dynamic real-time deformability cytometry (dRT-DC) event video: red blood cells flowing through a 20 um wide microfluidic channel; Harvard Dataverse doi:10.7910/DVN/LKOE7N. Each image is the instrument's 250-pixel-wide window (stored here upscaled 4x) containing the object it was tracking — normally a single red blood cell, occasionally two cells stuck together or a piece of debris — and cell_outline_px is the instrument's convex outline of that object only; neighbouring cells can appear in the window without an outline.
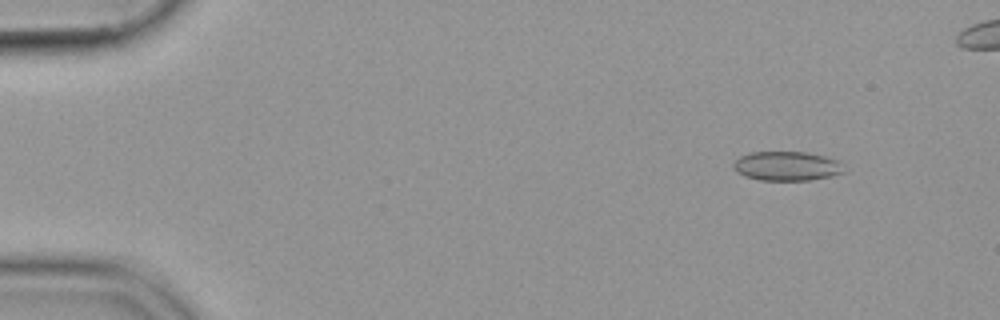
{"species": "common noctule bat (a hibernating species)", "species_latin": "Nyctalus noctula", "temperature_condition": "cold", "stored_images_in_passage": 53, "camera_frame_rate_fps": 3000, "um_per_image_px": 0.085, "animal": {"sex": "female", "body_mass_g": 19.9}, "frame": {"image": 1, "passage_image": 6, "time_ms": 1.667, "image_size_px": [1000, 320], "cell_outline_px": [[844, 172], [832, 176], [812, 180], [760, 180], [744, 176], [736, 172], [732, 164], [740, 156], [748, 152], [804, 152], [824, 156], [836, 160]], "centroid_in_image_um": [66.82, 14.12], "position_along_channel_um": 18.2, "area_um2": 18.73}}
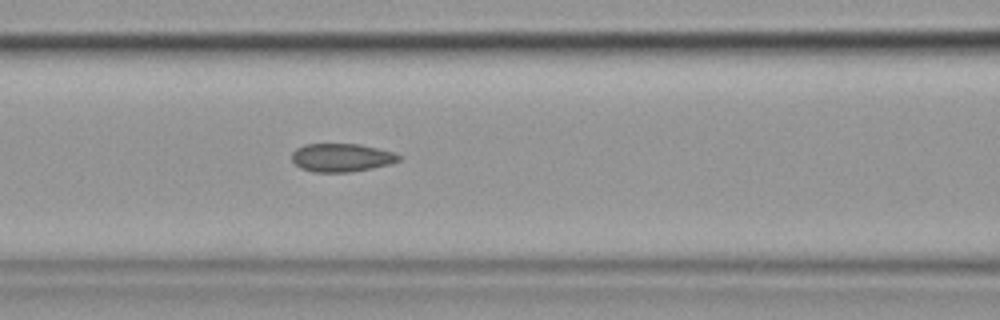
{"frame": {"image": 2, "passage_image": 24, "time_ms": 7.667, "image_size_px": [1000, 320], "cell_outline_px": [[404, 156], [400, 160], [392, 164], [352, 172], [312, 172], [300, 168], [292, 160], [292, 152], [296, 148], [304, 144], [360, 144], [396, 152]], "centroid_in_image_um": [29.08, 13.39], "position_along_channel_um": 137.5, "area_um2": 17.98}}
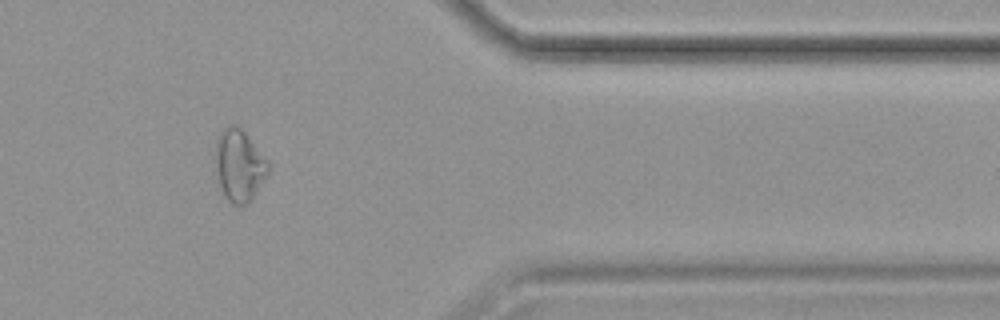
{"frame": {"image": 3, "passage_image": 46, "time_ms": 15.0, "image_size_px": [1000, 320], "cell_outline_px": [[272, 168], [248, 204], [232, 204], [224, 196], [220, 184], [216, 168], [216, 140], [220, 132], [224, 128], [232, 124], [240, 128], [248, 136], [268, 160]], "centroid_in_image_um": [20.36, 14.06], "position_along_channel_um": 391.0, "area_um2": 21.96}}